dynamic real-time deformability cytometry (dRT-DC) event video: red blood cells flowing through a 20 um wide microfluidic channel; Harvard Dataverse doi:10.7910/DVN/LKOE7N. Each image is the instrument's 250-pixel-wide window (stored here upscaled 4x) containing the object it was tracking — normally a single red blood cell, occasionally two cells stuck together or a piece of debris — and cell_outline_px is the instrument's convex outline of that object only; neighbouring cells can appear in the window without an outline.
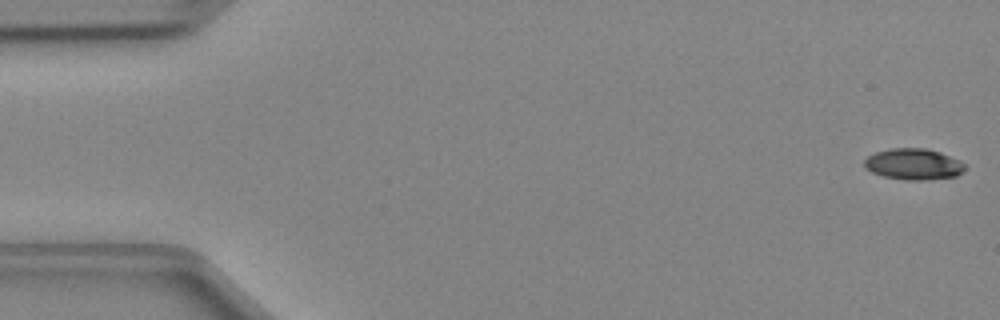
{"species": "Egyptian fruit bat (a non-hibernating species)", "species_latin": "Rousettus aegyptiacus", "temperature_condition": "cold", "stored_images_in_passage": 11, "camera_frame_rate_fps": 3000, "um_per_image_px": 0.085, "animal": {"sex": "female"}, "frame": {"image": 1, "passage_image": 1, "time_ms": 0.0, "image_size_px": [1000, 320], "cell_outline_px": [[968, 168], [964, 172], [956, 176], [928, 180], [904, 180], [884, 176], [872, 172], [864, 168], [864, 160], [868, 156], [876, 152], [892, 148], [924, 148], [940, 152], [960, 160]], "centroid_in_image_um": [77.68, 13.96], "position_along_channel_um": 7.3, "area_um2": 18.44}}